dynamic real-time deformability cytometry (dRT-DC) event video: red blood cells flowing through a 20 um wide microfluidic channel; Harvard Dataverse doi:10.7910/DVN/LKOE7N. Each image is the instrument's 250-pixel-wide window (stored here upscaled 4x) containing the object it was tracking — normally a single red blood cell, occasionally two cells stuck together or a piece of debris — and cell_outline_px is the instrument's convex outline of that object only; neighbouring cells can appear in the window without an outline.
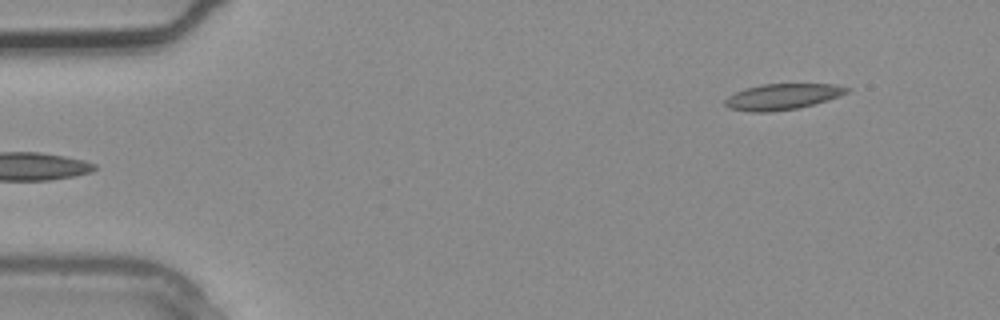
{"species": "common noctule bat (a hibernating species)", "species_latin": "Nyctalus noctula", "temperature_condition": "warm", "stored_images_in_passage": 2, "camera_frame_rate_fps": 3000, "um_per_image_px": 0.085, "animal": {"sex": "male", "body_mass_g": 20.4}, "frame": {"image": 1, "passage_image": 2, "time_ms": 0.333, "image_size_px": [1000, 320], "cell_outline_px": [[852, 88], [848, 92], [840, 96], [828, 100], [800, 108], [768, 112], [752, 112], [728, 108], [724, 104], [724, 100], [728, 96], [744, 88], [760, 84], [836, 84]], "centroid_in_image_um": [66.51, 8.21], "position_along_channel_um": 18.5, "area_um2": 18.61}}